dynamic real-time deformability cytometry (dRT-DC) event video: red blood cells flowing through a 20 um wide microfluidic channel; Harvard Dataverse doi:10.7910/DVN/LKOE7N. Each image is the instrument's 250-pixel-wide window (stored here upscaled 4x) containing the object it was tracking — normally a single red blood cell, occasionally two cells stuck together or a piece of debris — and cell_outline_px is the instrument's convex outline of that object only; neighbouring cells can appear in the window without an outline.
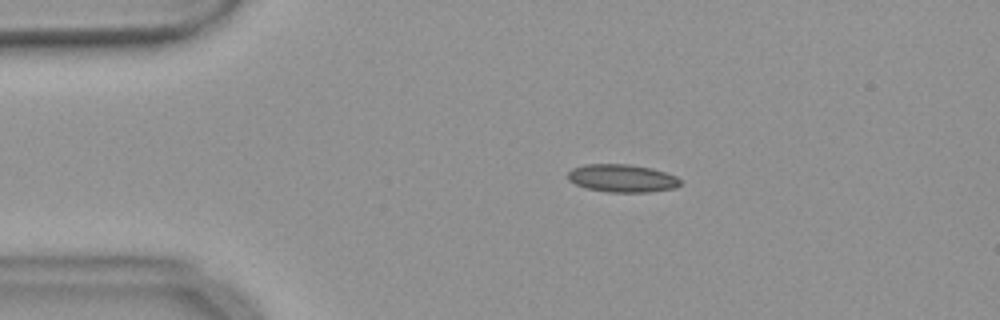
{"species": "common noctule bat (a hibernating species)", "species_latin": "Nyctalus noctula", "temperature_condition": "warm", "stored_images_in_passage": 45, "camera_frame_rate_fps": 3000, "um_per_image_px": 0.085, "animal": {"sex": "female", "body_mass_g": 18.4}, "frame": {"image": 1, "passage_image": 1, "time_ms": 0.0, "image_size_px": [1000, 320], "cell_outline_px": [[680, 184], [676, 188], [648, 192], [608, 192], [588, 188], [576, 184], [568, 180], [568, 172], [572, 168], [584, 164], [628, 164], [652, 168], [676, 176], [680, 180]], "centroid_in_image_um": [52.88, 15.14], "position_along_channel_um": 32.1, "area_um2": 18.21}}
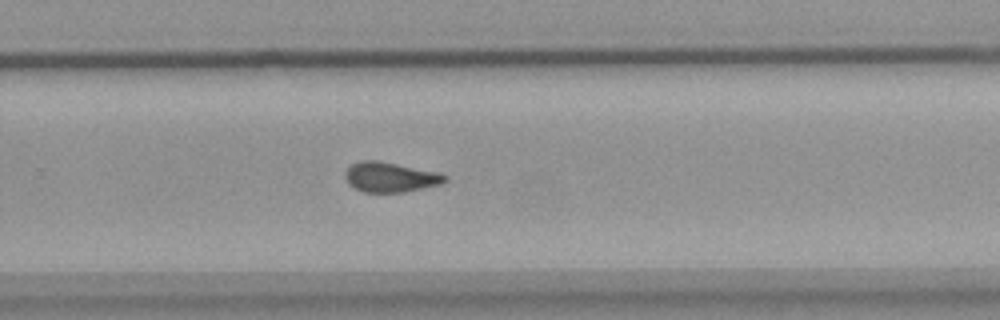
{"frame": {"image": 2, "passage_image": 26, "time_ms": 8.333, "image_size_px": [1000, 320], "cell_outline_px": [[448, 180], [440, 184], [404, 192], [364, 192], [348, 184], [344, 176], [344, 172], [352, 164], [360, 160], [380, 160], [440, 172], [448, 176]], "centroid_in_image_um": [33.19, 15.04], "position_along_channel_um": 296.6, "area_um2": 17.63}}
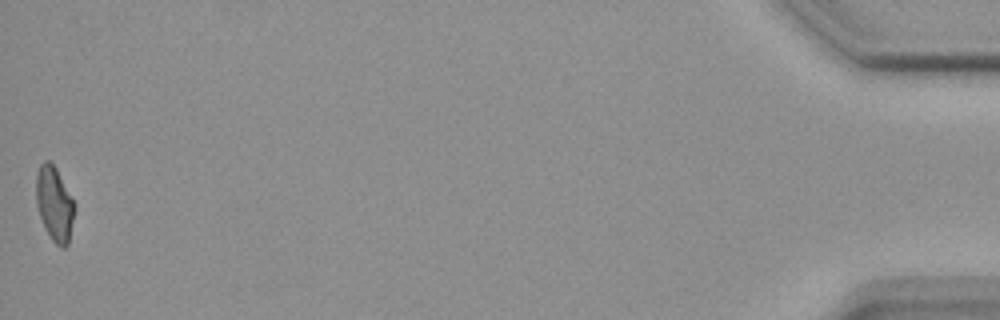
{"frame": {"image": 3, "passage_image": 45, "time_ms": 14.667, "image_size_px": [1000, 320], "cell_outline_px": [[76, 208], [68, 244], [64, 248], [60, 248], [52, 240], [40, 216], [36, 204], [36, 176], [40, 164], [44, 160], [48, 160], [56, 168], [76, 204]], "centroid_in_image_um": [4.65, 17.32], "position_along_channel_um": 430.6, "area_um2": 16.7}, "authors_computed_cell_mechanics": {"area_um2": 17.3978, "velocity_mm_per_s": 3.6818, "shape_relaxation_time_tau1_ms": null, "shape_relaxation_time_tau2_ms": 1.8759, "deformation_change_tau1": null, "deformation_change_tau2": 0.089}}